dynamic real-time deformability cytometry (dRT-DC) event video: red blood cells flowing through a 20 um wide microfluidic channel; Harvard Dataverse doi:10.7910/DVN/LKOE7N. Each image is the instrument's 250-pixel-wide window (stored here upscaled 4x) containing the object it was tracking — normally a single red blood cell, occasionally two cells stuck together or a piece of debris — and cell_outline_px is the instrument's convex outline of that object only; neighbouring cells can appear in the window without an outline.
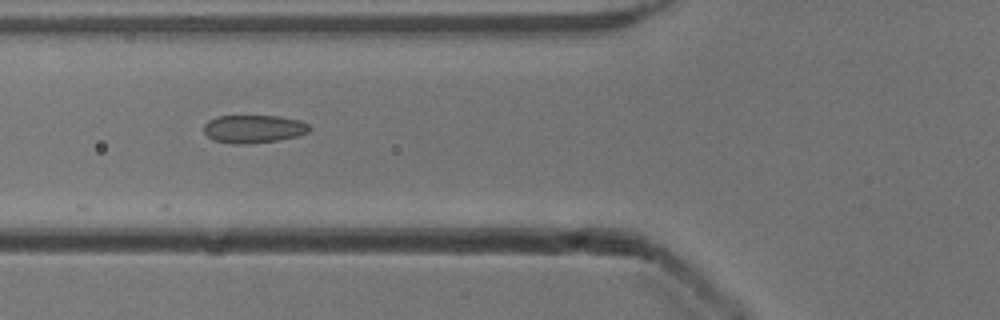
{"species": "common noctule bat (a hibernating species)", "species_latin": "Nyctalus noctula", "temperature_condition": "cold", "stored_images_in_passage": 8, "camera_frame_rate_fps": 3000, "um_per_image_px": 0.085, "animal": {"sex": "male", "body_mass_g": 13.3}, "frame": {"image": 1, "passage_image": 5, "time_ms": 1.333, "image_size_px": [1000, 320], "cell_outline_px": [[312, 128], [308, 132], [296, 136], [276, 140], [244, 144], [232, 144], [216, 140], [208, 136], [204, 132], [204, 124], [208, 120], [216, 116], [280, 116], [300, 120], [308, 124]], "centroid_in_image_um": [21.56, 10.94], "position_along_channel_um": 104.2, "area_um2": 17.17}}
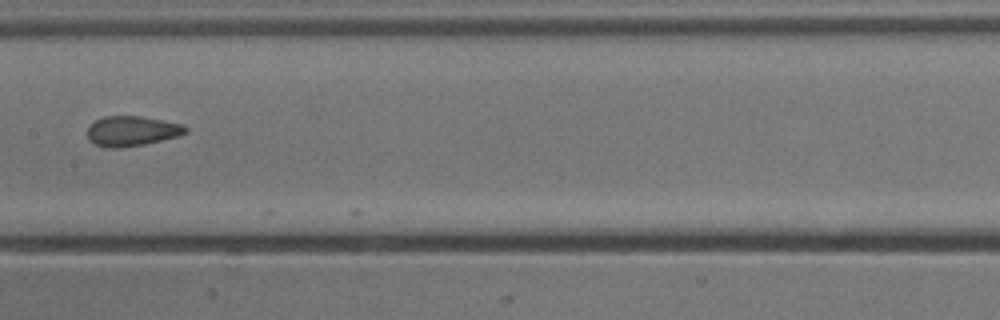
{"frame": {"image": 2, "passage_image": 7, "time_ms": 2.0, "image_size_px": [1000, 320], "cell_outline_px": [[188, 132], [180, 136], [144, 144], [120, 148], [108, 148], [96, 144], [88, 140], [88, 124], [104, 116], [140, 116], [184, 124], [188, 128]], "centroid_in_image_um": [11.22, 11.14], "position_along_channel_um": 196.2, "area_um2": 17.34}}
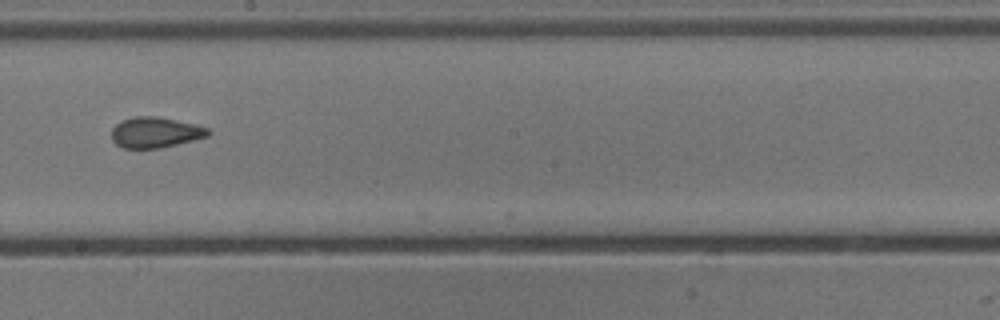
{"frame": {"image": 3, "passage_image": 8, "time_ms": 2.333, "image_size_px": [1000, 320], "cell_outline_px": [[212, 132], [208, 136], [160, 148], [124, 148], [116, 144], [112, 140], [112, 128], [120, 120], [136, 116], [156, 116], [176, 120], [208, 128]], "centroid_in_image_um": [13.17, 11.25], "position_along_channel_um": 235.0, "area_um2": 17.11}}